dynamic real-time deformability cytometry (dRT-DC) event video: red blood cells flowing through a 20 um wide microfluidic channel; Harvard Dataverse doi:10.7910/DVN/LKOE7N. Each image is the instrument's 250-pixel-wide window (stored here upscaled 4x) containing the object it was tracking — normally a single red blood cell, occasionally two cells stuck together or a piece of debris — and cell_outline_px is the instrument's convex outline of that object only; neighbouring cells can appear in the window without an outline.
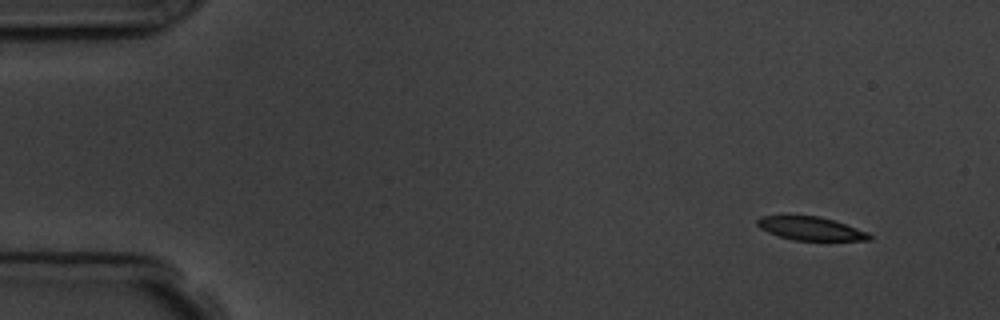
{"species": "common noctule bat (a hibernating species)", "species_latin": "Nyctalus noctula", "temperature_condition": "room temperature", "stored_images_in_passage": 8, "camera_frame_rate_fps": 3000, "um_per_image_px": 0.085, "animal": {"sex": "male", "body_mass_g": 19.5, "forearm_length_mm": 54.6}, "frame": {"image": 1, "passage_image": 1, "time_ms": 0.0, "image_size_px": [1000, 320], "cell_outline_px": [[872, 240], [792, 240], [768, 232], [760, 228], [756, 224], [756, 220], [760, 216], [820, 216], [868, 232], [872, 236]], "centroid_in_image_um": [68.89, 19.43], "position_along_channel_um": 16.1, "area_um2": 15.09}}
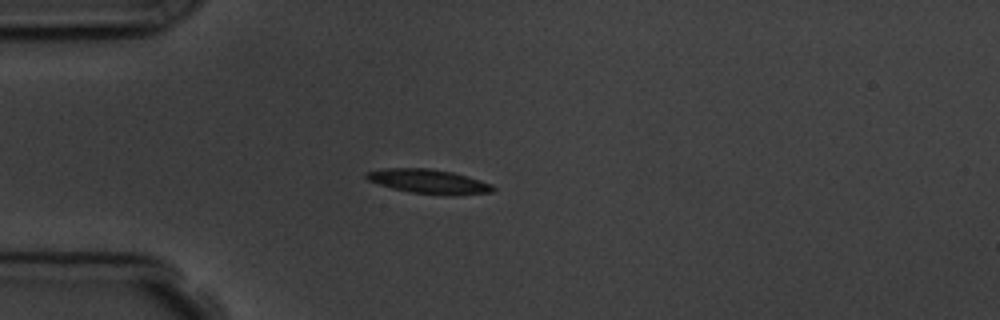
{"frame": {"image": 2, "passage_image": 3, "time_ms": 3.333, "image_size_px": [1000, 320], "cell_outline_px": [[496, 188], [492, 192], [452, 196], [444, 196], [408, 192], [392, 188], [368, 180], [364, 176], [364, 172], [384, 168], [428, 168], [452, 172], [468, 176], [492, 184]], "centroid_in_image_um": [36.45, 15.43], "position_along_channel_um": 48.6, "area_um2": 18.21}}
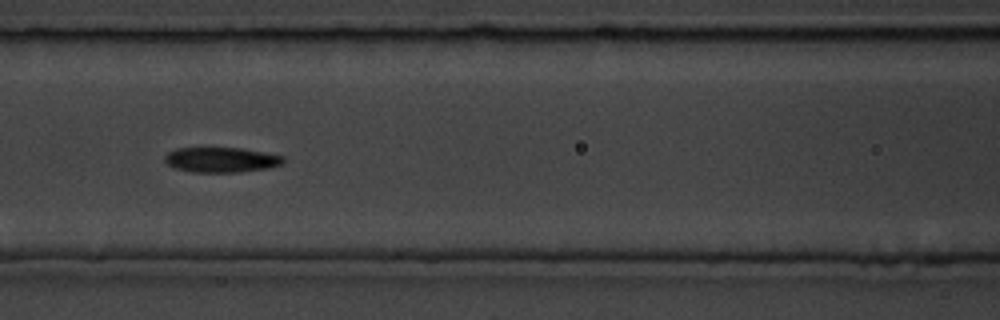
{"frame": {"image": 3, "passage_image": 6, "time_ms": 6.333, "image_size_px": [1000, 320], "cell_outline_px": [[284, 164], [268, 168], [240, 172], [192, 172], [176, 168], [168, 164], [164, 160], [164, 156], [168, 152], [176, 148], [240, 148], [284, 156]], "centroid_in_image_um": [18.81, 13.58], "position_along_channel_um": 147.8, "area_um2": 17.28}}